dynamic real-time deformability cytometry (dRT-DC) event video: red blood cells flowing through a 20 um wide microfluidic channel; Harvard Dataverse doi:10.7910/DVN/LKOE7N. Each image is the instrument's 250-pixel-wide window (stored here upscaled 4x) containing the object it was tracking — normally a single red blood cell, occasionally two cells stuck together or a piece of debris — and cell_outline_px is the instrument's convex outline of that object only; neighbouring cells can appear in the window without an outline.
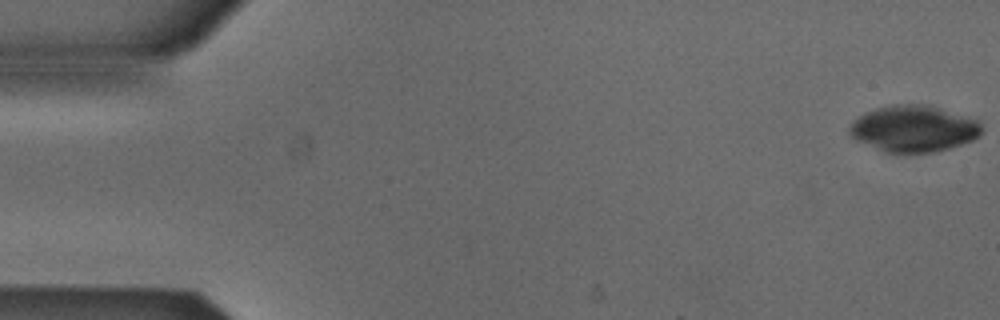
{"species": "Egyptian fruit bat (a non-hibernating species)", "species_latin": "Rousettus aegyptiacus", "temperature_condition": "cold", "stored_images_in_passage": 9, "camera_frame_rate_fps": 3000, "um_per_image_px": 0.085, "animal": {"sex": "male"}, "frame": {"image": 1, "passage_image": 1, "time_ms": 0.0, "image_size_px": [1000, 320], "cell_outline_px": [[984, 132], [980, 136], [972, 140], [936, 152], [884, 152], [856, 140], [848, 132], [848, 128], [864, 112], [876, 108], [892, 104], [928, 104], [980, 120], [984, 128]], "centroid_in_image_um": [77.71, 10.92], "position_along_channel_um": 7.3, "area_um2": 35.95}}